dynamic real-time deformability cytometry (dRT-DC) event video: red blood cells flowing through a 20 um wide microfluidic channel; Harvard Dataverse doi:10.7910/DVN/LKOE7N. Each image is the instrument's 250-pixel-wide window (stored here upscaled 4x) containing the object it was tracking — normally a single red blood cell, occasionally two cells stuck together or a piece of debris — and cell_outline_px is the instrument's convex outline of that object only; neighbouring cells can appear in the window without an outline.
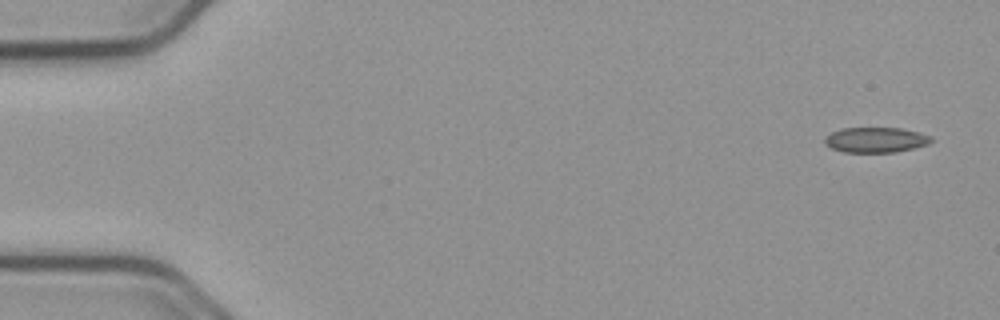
{"species": "common noctule bat (a hibernating species)", "species_latin": "Nyctalus noctula", "temperature_condition": "cold", "stored_images_in_passage": 53, "camera_frame_rate_fps": 3000, "um_per_image_px": 0.085, "animal": {"sex": "male", "body_mass_g": 23.1, "forearm_length_mm": 52.7}, "frame": {"image": 1, "passage_image": 1, "time_ms": 0.0, "image_size_px": [1000, 320], "cell_outline_px": [[936, 140], [928, 144], [896, 152], [844, 152], [832, 148], [824, 144], [824, 136], [840, 128], [900, 128], [920, 132], [932, 136]], "centroid_in_image_um": [74.45, 11.88], "position_along_channel_um": 10.5, "area_um2": 15.84}}
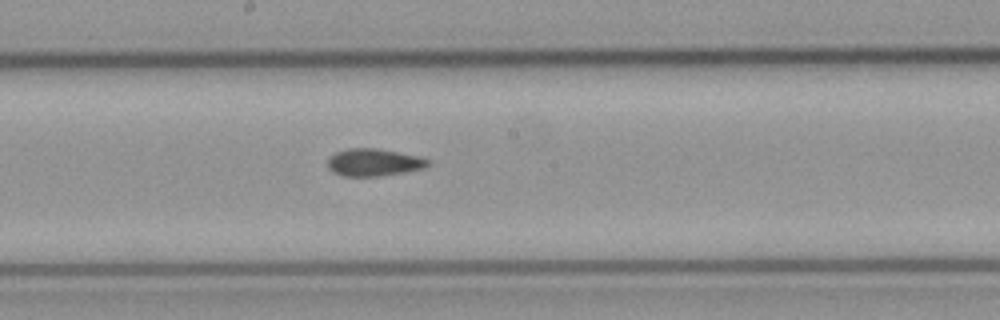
{"frame": {"image": 2, "passage_image": 28, "time_ms": 9.0, "image_size_px": [1000, 320], "cell_outline_px": [[432, 160], [424, 168], [404, 172], [380, 176], [340, 176], [332, 172], [328, 168], [328, 160], [336, 152], [348, 148], [376, 148], [420, 156]], "centroid_in_image_um": [31.78, 13.8], "position_along_channel_um": 216.4, "area_um2": 16.07}}
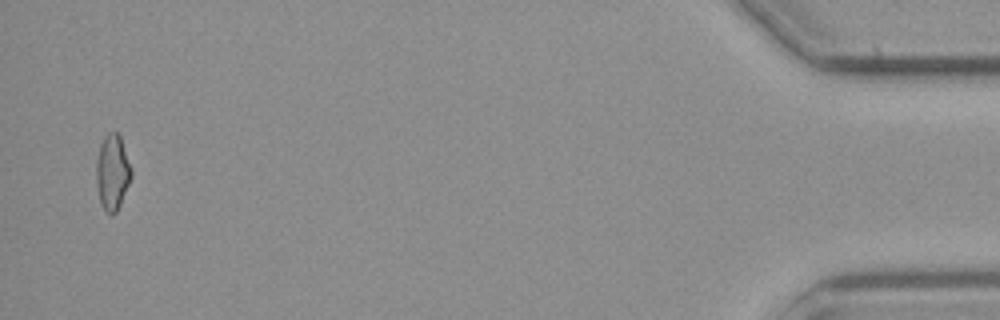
{"frame": {"image": 3, "passage_image": 52, "time_ms": 17.0, "image_size_px": [1000, 320], "cell_outline_px": [[132, 176], [120, 204], [116, 212], [112, 216], [104, 212], [100, 204], [96, 184], [96, 164], [100, 144], [104, 136], [108, 132], [116, 132], [120, 136], [132, 168]], "centroid_in_image_um": [9.55, 14.67], "position_along_channel_um": 425.7, "area_um2": 15.61}, "authors_computed_cell_mechanics": {"area_um2": 15.8372, "velocity_mm_per_s": 3.7619, "shape_relaxation_time_tau1_ms": null, "shape_relaxation_time_tau2_ms": 4.1764, "deformation_change_tau1": null, "deformation_change_tau2": 0.1074}}